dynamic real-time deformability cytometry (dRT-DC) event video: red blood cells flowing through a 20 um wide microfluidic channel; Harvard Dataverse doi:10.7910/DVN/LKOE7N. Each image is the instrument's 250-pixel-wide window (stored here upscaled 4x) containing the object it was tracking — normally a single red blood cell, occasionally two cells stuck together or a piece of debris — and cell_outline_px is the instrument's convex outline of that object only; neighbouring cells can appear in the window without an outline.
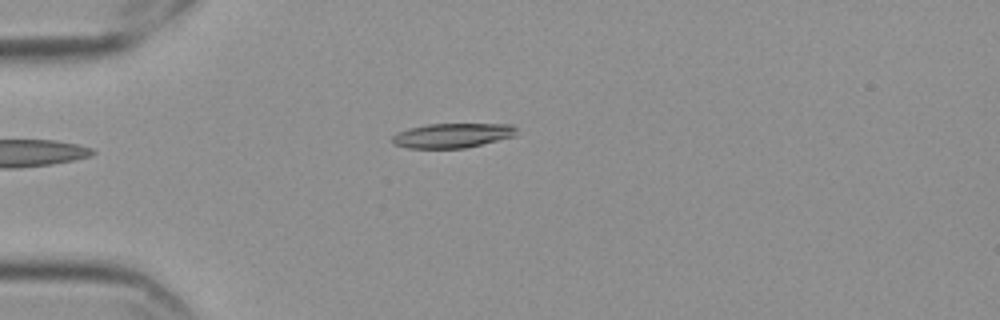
{"species": "Egyptian fruit bat (a non-hibernating species)", "species_latin": "Rousettus aegyptiacus", "temperature_condition": "cold", "stored_images_in_passage": 43, "camera_frame_rate_fps": 3000, "um_per_image_px": 0.085, "frame": {"image": 1, "passage_image": 1, "time_ms": 0.0, "image_size_px": [1000, 320], "cell_outline_px": [[516, 136], [464, 148], [408, 148], [392, 144], [392, 136], [396, 132], [408, 128], [428, 124], [512, 124], [516, 128]], "centroid_in_image_um": [38.42, 11.51], "position_along_channel_um": 46.6, "area_um2": 17.86}}
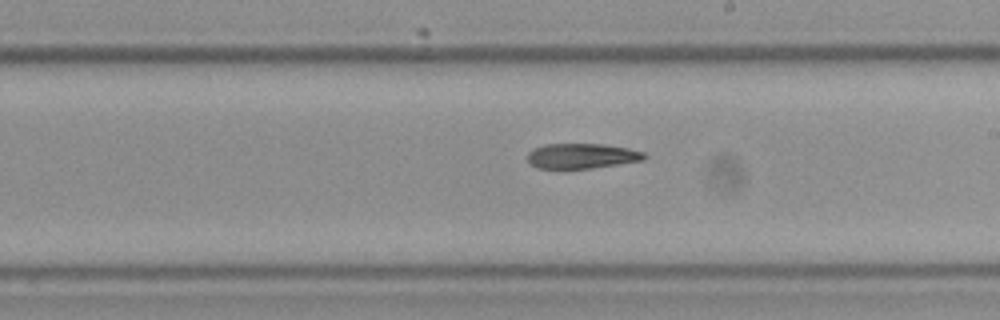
{"frame": {"image": 2, "passage_image": 19, "time_ms": 6.0, "image_size_px": [1000, 320], "cell_outline_px": [[648, 156], [644, 160], [592, 168], [536, 168], [528, 160], [528, 152], [532, 148], [544, 144], [604, 144], [628, 148], [644, 152]], "centroid_in_image_um": [49.46, 13.25], "position_along_channel_um": 239.5, "area_um2": 17.11}}
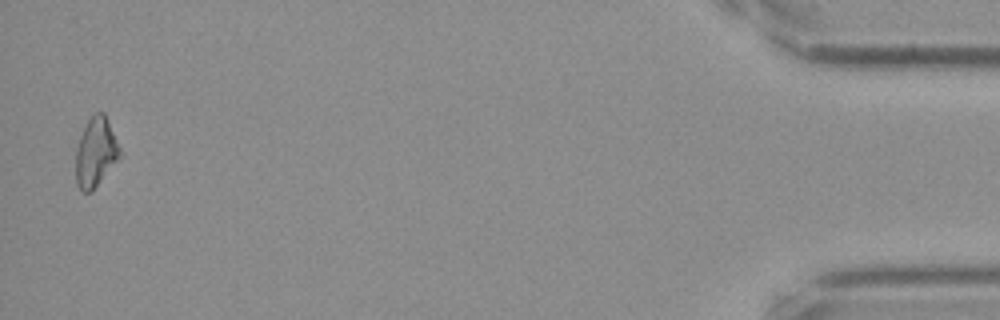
{"frame": {"image": 3, "passage_image": 42, "time_ms": 13.667, "image_size_px": [1000, 320], "cell_outline_px": [[120, 156], [92, 192], [80, 192], [76, 184], [76, 148], [80, 136], [88, 120], [96, 112], [104, 112], [108, 120], [120, 148]], "centroid_in_image_um": [8.11, 12.97], "position_along_channel_um": 427.1, "area_um2": 17.63}}